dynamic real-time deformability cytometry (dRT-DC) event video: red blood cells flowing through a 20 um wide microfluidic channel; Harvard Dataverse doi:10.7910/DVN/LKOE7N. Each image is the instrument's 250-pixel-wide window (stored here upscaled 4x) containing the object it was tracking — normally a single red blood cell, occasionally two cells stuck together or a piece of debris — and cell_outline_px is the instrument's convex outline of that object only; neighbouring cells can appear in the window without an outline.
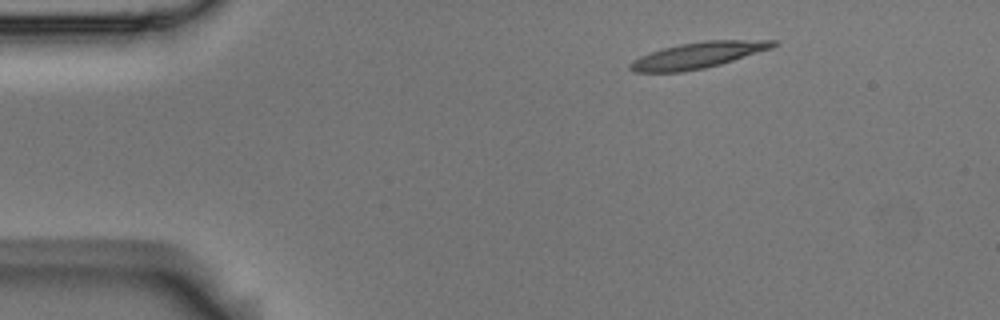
{"species": "Egyptian fruit bat (a non-hibernating species)", "species_latin": "Rousettus aegyptiacus", "temperature_condition": "room temperature", "stored_images_in_passage": 3, "camera_frame_rate_fps": 3000, "um_per_image_px": 0.085, "animal": {"sex": "male"}, "frame": {"image": 1, "passage_image": 1, "time_ms": 0.0, "image_size_px": [1000, 320], "cell_outline_px": [[780, 44], [772, 48], [720, 64], [704, 68], [680, 72], [636, 72], [628, 68], [628, 64], [632, 60], [640, 56], [664, 48], [680, 44], [704, 40], [776, 40]], "centroid_in_image_um": [59.33, 4.69], "position_along_channel_um": 25.7, "area_um2": 21.62}}